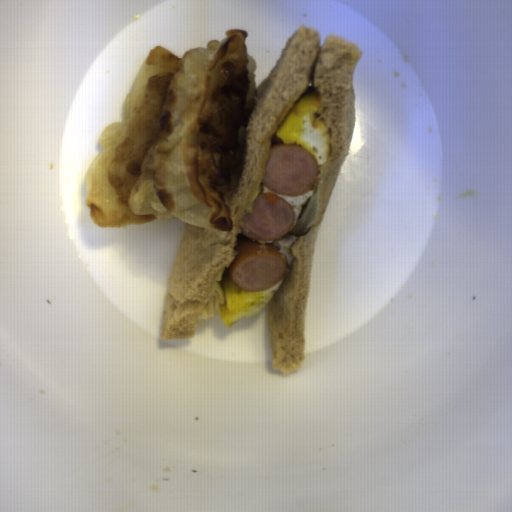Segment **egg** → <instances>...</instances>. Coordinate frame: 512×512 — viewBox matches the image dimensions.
Here are the masks:
<instances>
[{
    "mask_svg": "<svg viewBox=\"0 0 512 512\" xmlns=\"http://www.w3.org/2000/svg\"><path fill=\"white\" fill-rule=\"evenodd\" d=\"M321 98L316 93L305 94L273 137L279 144H296L306 150L315 160L323 165L330 155V130L319 116Z\"/></svg>",
    "mask_w": 512,
    "mask_h": 512,
    "instance_id": "d2b9013d",
    "label": "egg"
},
{
    "mask_svg": "<svg viewBox=\"0 0 512 512\" xmlns=\"http://www.w3.org/2000/svg\"><path fill=\"white\" fill-rule=\"evenodd\" d=\"M284 279L267 290L258 292L244 291L235 285L230 274L223 277L224 302L219 305V315L226 328L244 317L260 314L279 292Z\"/></svg>",
    "mask_w": 512,
    "mask_h": 512,
    "instance_id": "2799bb9f",
    "label": "egg"
},
{
    "mask_svg": "<svg viewBox=\"0 0 512 512\" xmlns=\"http://www.w3.org/2000/svg\"><path fill=\"white\" fill-rule=\"evenodd\" d=\"M261 190H262V193H272L274 195L284 198L285 201L288 203V205L293 209L294 222H293L291 230L283 238L274 239V240H258V241L260 244L276 247L279 250H281L283 253V256L285 258L286 265H293L294 260H295V255L293 253V246L298 239H297V237L292 235L291 231L295 227L305 203L313 196L316 189L314 186H312L308 191H306L305 193H303L301 195H282V194L272 191L264 183L261 186Z\"/></svg>",
    "mask_w": 512,
    "mask_h": 512,
    "instance_id": "db1cbce2",
    "label": "egg"
}]
</instances>
